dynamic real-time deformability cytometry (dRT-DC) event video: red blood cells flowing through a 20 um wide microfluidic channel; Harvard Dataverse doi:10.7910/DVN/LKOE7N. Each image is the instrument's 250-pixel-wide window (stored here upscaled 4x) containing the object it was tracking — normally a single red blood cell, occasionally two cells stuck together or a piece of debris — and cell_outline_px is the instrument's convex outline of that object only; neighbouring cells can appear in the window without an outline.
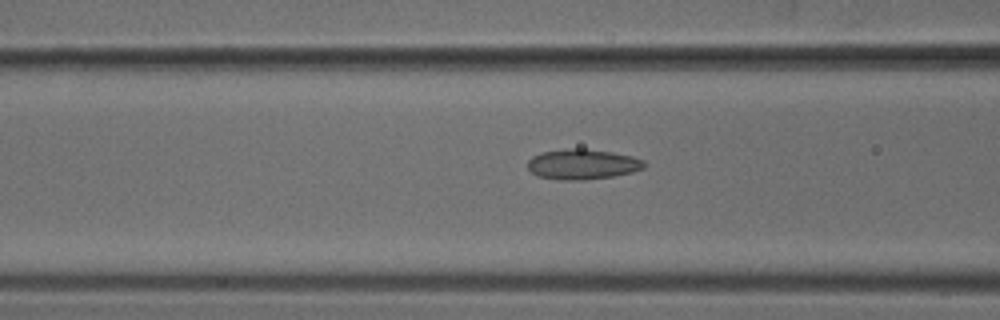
{"species": "common noctule bat (a hibernating species)", "species_latin": "Nyctalus noctula", "temperature_condition": "cold", "stored_images_in_passage": 30, "camera_frame_rate_fps": 3000, "um_per_image_px": 0.085, "animal": {"sex": "male", "body_mass_g": 18.8}, "frame": {"image": 1, "passage_image": 8, "time_ms": 2.333, "image_size_px": [1000, 320], "cell_outline_px": [[644, 168], [632, 172], [612, 176], [584, 180], [560, 180], [540, 176], [532, 172], [528, 168], [528, 160], [532, 156], [540, 152], [568, 148], [584, 148], [612, 152], [632, 156], [644, 160]], "centroid_in_image_um": [49.5, 13.95], "position_along_channel_um": 117.1, "area_um2": 20.58}}
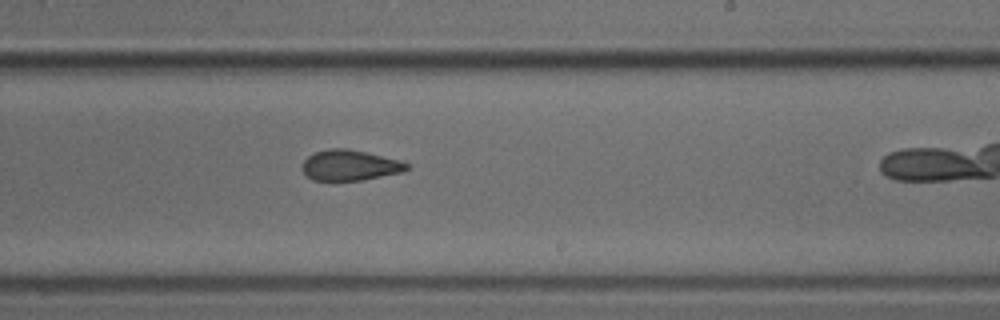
{"frame": {"image": 2, "passage_image": 19, "time_ms": 6.0, "image_size_px": [1000, 320], "cell_outline_px": [[408, 168], [404, 172], [364, 180], [312, 180], [300, 168], [304, 160], [308, 156], [316, 152], [332, 148], [344, 148], [364, 152], [400, 160], [408, 164]], "centroid_in_image_um": [29.74, 14.06], "position_along_channel_um": 259.3, "area_um2": 18.5}}
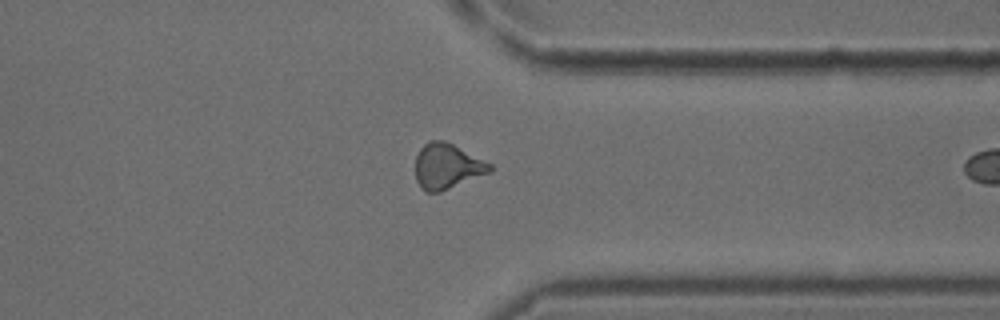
{"frame": {"image": 3, "passage_image": 28, "time_ms": 9.0, "image_size_px": [1000, 320], "cell_outline_px": [[492, 172], [440, 192], [428, 192], [416, 180], [416, 156], [420, 148], [428, 140], [444, 140], [492, 164]], "centroid_in_image_um": [38.02, 14.12], "position_along_channel_um": 373.4, "area_um2": 19.54}}